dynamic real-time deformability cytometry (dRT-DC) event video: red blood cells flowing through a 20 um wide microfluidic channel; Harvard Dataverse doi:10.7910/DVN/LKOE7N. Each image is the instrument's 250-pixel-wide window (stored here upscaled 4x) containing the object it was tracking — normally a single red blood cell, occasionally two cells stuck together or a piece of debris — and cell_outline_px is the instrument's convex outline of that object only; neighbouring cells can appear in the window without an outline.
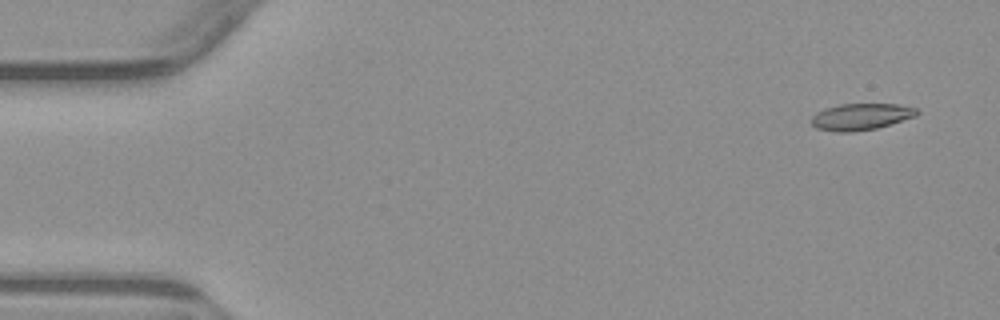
{"species": "common noctule bat (a hibernating species)", "species_latin": "Nyctalus noctula", "temperature_condition": "warm", "stored_images_in_passage": 7, "camera_frame_rate_fps": 3000, "um_per_image_px": 0.085, "animal": {"sex": "male", "body_mass_g": 23.1, "forearm_length_mm": 52.7}, "frame": {"image": 1, "passage_image": 1, "time_ms": 0.0, "image_size_px": [1000, 320], "cell_outline_px": [[920, 112], [916, 116], [876, 128], [852, 132], [836, 132], [816, 128], [812, 124], [812, 116], [816, 112], [824, 108], [840, 104], [900, 104], [916, 108]], "centroid_in_image_um": [73.17, 9.91], "position_along_channel_um": 11.8, "area_um2": 16.36}}
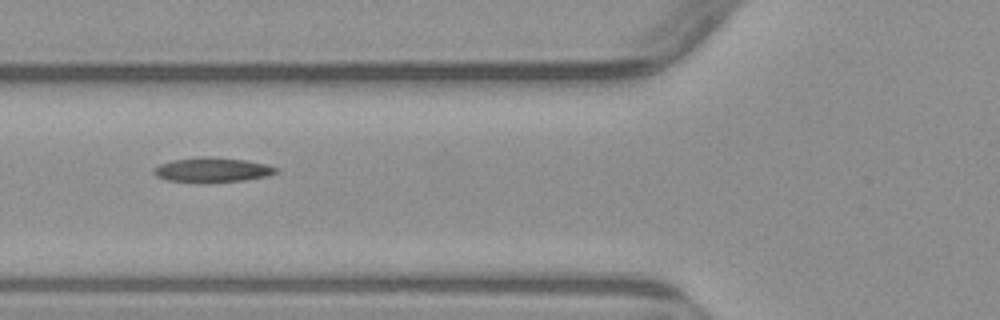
{"frame": {"image": 2, "passage_image": 5, "time_ms": 5.667, "image_size_px": [1000, 320], "cell_outline_px": [[280, 172], [268, 176], [244, 180], [204, 184], [168, 180], [156, 176], [152, 172], [152, 168], [160, 164], [172, 160], [200, 156], [208, 156], [244, 160], [268, 164], [280, 168]], "centroid_in_image_um": [18.06, 14.45], "position_along_channel_um": 107.7, "area_um2": 18.15}}
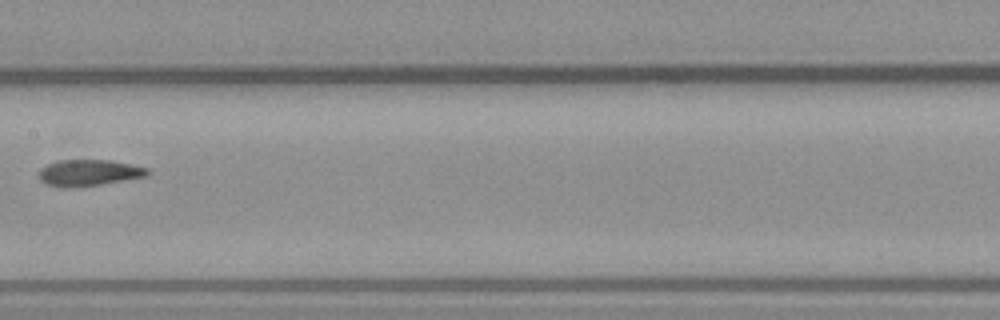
{"frame": {"image": 3, "passage_image": 7, "time_ms": 8.0, "image_size_px": [1000, 320], "cell_outline_px": [[152, 172], [148, 176], [80, 188], [60, 188], [44, 184], [40, 180], [36, 172], [40, 168], [48, 164], [60, 160], [112, 160], [148, 168]], "centroid_in_image_um": [7.52, 14.71], "position_along_channel_um": 199.9, "area_um2": 17.22}}